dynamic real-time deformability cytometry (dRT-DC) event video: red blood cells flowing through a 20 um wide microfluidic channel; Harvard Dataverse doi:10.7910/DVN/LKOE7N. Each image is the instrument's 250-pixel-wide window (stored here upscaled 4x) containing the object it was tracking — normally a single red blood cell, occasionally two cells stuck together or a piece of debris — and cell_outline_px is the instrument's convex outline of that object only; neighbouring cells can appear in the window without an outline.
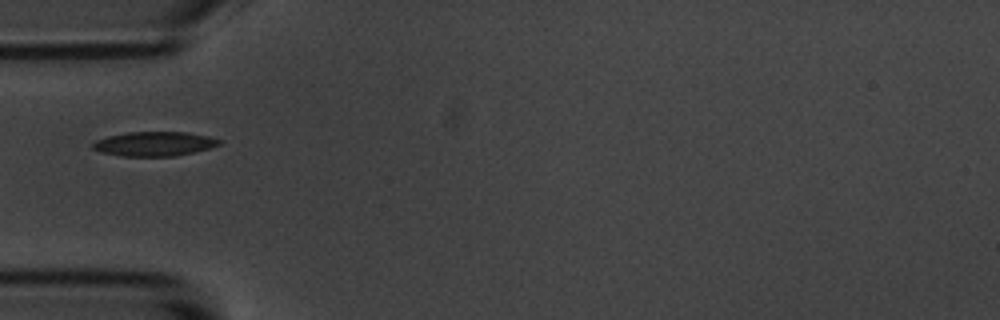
{"species": "common noctule bat (a hibernating species)", "species_latin": "Nyctalus noctula", "temperature_condition": "room temperature", "stored_images_in_passage": 10, "camera_frame_rate_fps": 3000, "um_per_image_px": 0.085, "animal": {"sex": "male", "body_mass_g": 20.1, "forearm_length_mm": 53.5}, "frame": {"image": 1, "passage_image": 5, "time_ms": 4.667, "image_size_px": [1000, 320], "cell_outline_px": [[224, 140], [220, 144], [208, 148], [176, 156], [120, 156], [100, 152], [92, 148], [92, 144], [96, 140], [108, 136], [128, 132], [188, 132], [208, 136]], "centroid_in_image_um": [13.11, 12.22], "position_along_channel_um": 71.9, "area_um2": 17.98}}
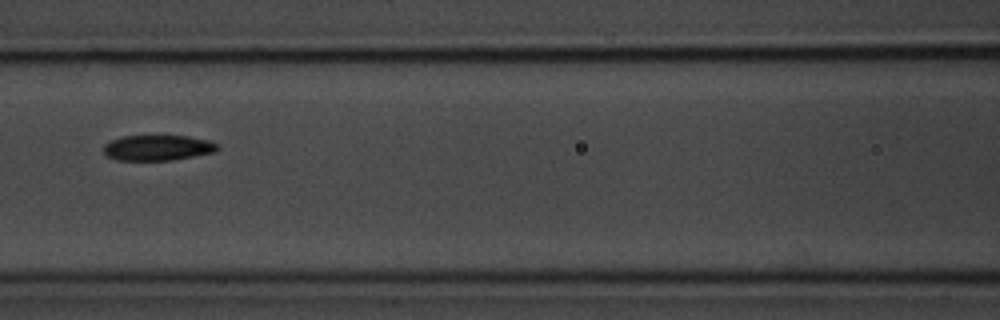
{"frame": {"image": 2, "passage_image": 7, "time_ms": 7.0, "image_size_px": [1000, 320], "cell_outline_px": [[220, 148], [216, 152], [172, 160], [116, 160], [108, 156], [104, 152], [104, 144], [120, 136], [188, 136], [208, 140], [220, 144]], "centroid_in_image_um": [13.45, 12.56], "position_along_channel_um": 153.2, "area_um2": 16.99}}
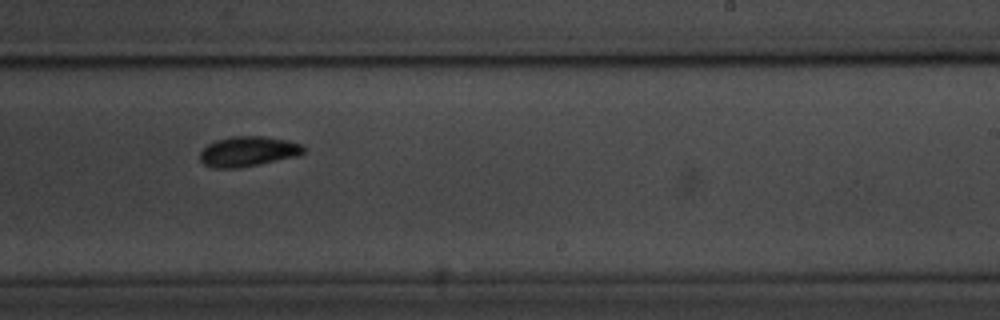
{"frame": {"image": 3, "passage_image": 10, "time_ms": 10.333, "image_size_px": [1000, 320], "cell_outline_px": [[304, 152], [300, 156], [236, 168], [212, 168], [204, 164], [200, 160], [200, 152], [208, 144], [216, 140], [232, 136], [264, 136], [288, 140], [300, 144], [304, 148]], "centroid_in_image_um": [21.08, 12.87], "position_along_channel_um": 267.9, "area_um2": 18.15}}